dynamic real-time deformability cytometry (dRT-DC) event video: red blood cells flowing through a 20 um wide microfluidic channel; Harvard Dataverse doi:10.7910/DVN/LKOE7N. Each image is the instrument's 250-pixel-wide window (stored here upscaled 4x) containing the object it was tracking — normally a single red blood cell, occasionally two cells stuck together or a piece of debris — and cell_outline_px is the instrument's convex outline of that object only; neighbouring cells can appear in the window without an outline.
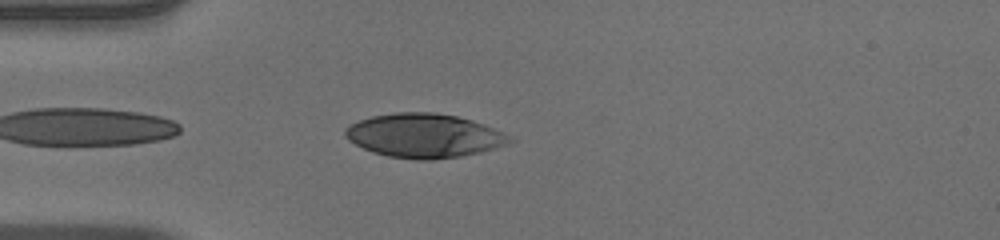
{"species": "human", "species_latin": "Homo sapiens", "temperature_condition": "warm", "stored_images_in_passage": 31, "camera_frame_rate_fps": 3000, "um_per_image_px": 0.085, "donor": {"sex": "male"}, "frame": {"image": 1, "passage_image": 2, "time_ms": 0.333, "image_size_px": [1000, 240], "cell_outline_px": [[516, 140], [508, 144], [496, 148], [480, 152], [460, 156], [432, 160], [416, 160], [388, 156], [372, 152], [348, 140], [344, 136], [344, 128], [360, 120], [372, 116], [396, 112], [432, 112], [456, 116], [472, 120], [484, 124]], "centroid_in_image_um": [36.04, 11.53], "position_along_channel_um": 49.0, "area_um2": 42.02}}
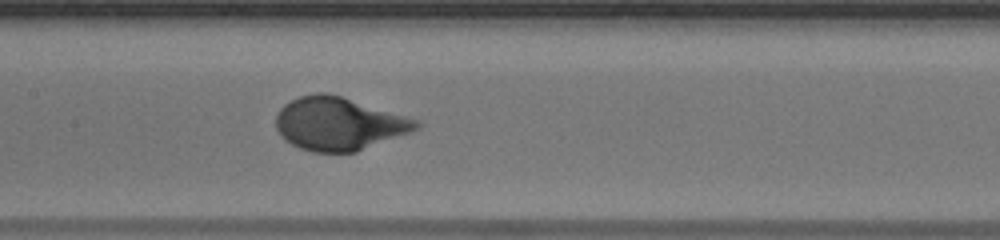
{"frame": {"image": 2, "passage_image": 13, "time_ms": 4.0, "image_size_px": [1000, 240], "cell_outline_px": [[424, 124], [420, 128], [356, 152], [312, 152], [300, 148], [292, 144], [276, 128], [276, 116], [280, 108], [284, 104], [300, 96], [316, 92], [324, 92], [340, 96], [420, 120]], "centroid_in_image_um": [28.83, 10.51], "position_along_channel_um": 178.6, "area_um2": 43.0}}
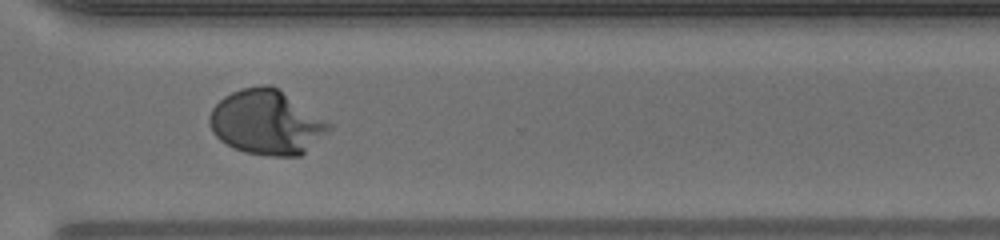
{"frame": {"image": 3, "passage_image": 26, "time_ms": 8.333, "image_size_px": [1000, 240], "cell_outline_px": [[332, 128], [300, 156], [268, 156], [244, 152], [220, 140], [212, 132], [208, 120], [208, 116], [212, 108], [224, 96], [240, 88], [260, 84], [272, 84], [332, 124]], "centroid_in_image_um": [22.64, 10.38], "position_along_channel_um": 348.0, "area_um2": 44.91}, "authors_computed_cell_mechanics": {"area_um2": 43.0032, "velocity_mm_per_s": 3.9099, "shape_relaxation_time_tau1_ms": 3.1908, "shape_relaxation_time_tau2_ms": null, "deformation_change_tau1": 0.2415, "deformation_change_tau2": null}}